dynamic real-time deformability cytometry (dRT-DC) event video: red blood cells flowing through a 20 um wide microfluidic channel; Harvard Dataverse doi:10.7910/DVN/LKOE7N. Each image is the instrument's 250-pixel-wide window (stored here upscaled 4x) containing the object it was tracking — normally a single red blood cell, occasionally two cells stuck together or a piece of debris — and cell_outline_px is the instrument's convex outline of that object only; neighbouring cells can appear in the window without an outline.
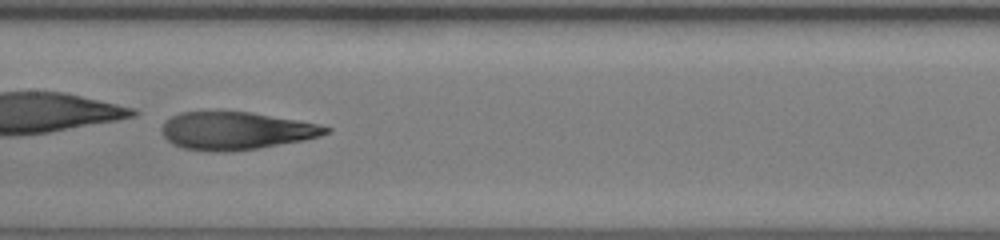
{"species": "human", "species_latin": "Homo sapiens", "temperature_condition": "room temperature", "stored_images_in_passage": 32, "camera_frame_rate_fps": 3000, "um_per_image_px": 0.085, "donor": {"sex": "female"}, "frame": {"image": 1, "passage_image": 14, "time_ms": 4.333, "image_size_px": [1000, 240], "cell_outline_px": [[332, 132], [320, 136], [304, 140], [260, 148], [228, 152], [216, 152], [184, 148], [172, 144], [164, 136], [160, 128], [164, 120], [180, 112], [216, 108], [252, 112], [320, 124], [332, 128]], "centroid_in_image_um": [20.03, 11.07], "position_along_channel_um": 187.4, "area_um2": 37.34}, "authors_computed_cell_mechanics": {"area_um2": 37.0209, "velocity_mm_per_s": 4.479, "shape_relaxation_time_tau1_ms": 2.4792, "shape_relaxation_time_tau2_ms": 1.1162, "deformation_change_tau1": 0.3168, "deformation_change_tau2": 0.104}}